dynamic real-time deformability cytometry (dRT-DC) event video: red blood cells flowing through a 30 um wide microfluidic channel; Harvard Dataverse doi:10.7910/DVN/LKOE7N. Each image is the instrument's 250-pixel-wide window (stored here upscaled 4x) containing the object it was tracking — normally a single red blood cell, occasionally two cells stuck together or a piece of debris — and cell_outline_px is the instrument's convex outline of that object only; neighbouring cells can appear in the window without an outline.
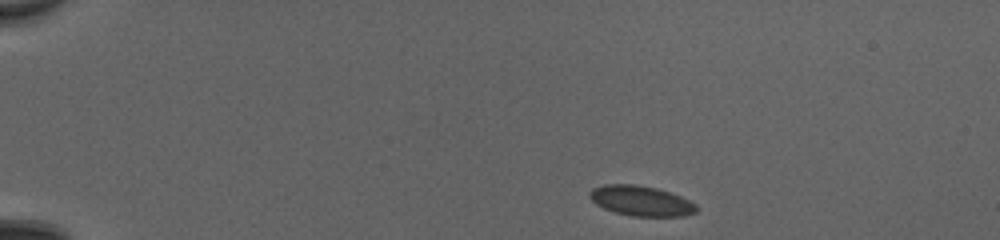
{"species": "common noctule bat (a hibernating species)", "species_latin": "Nyctalus noctula", "temperature_condition": "cold", "stored_images_in_passage": 45, "camera_frame_rate_fps": 3000, "um_per_image_px": 0.085, "animal": {"sex": "female", "body_mass_g": 20.0, "forearm_length_mm": 54.0}, "frame": {"image": 1, "passage_image": 1, "time_ms": 0.0, "image_size_px": [1000, 240], "cell_outline_px": [[696, 212], [680, 216], [632, 216], [616, 212], [604, 208], [596, 204], [592, 200], [592, 192], [596, 188], [608, 184], [632, 184], [652, 188], [668, 192], [680, 196], [696, 204]], "centroid_in_image_um": [54.52, 17.09], "position_along_channel_um": 30.5, "area_um2": 18.03}}
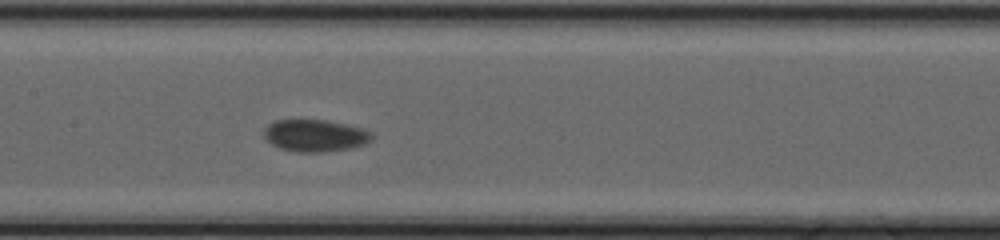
{"frame": {"image": 2, "passage_image": 20, "time_ms": 6.333, "image_size_px": [1000, 240], "cell_outline_px": [[372, 136], [364, 144], [348, 148], [324, 152], [296, 152], [280, 148], [272, 144], [264, 136], [264, 128], [268, 124], [276, 120], [324, 120], [344, 124], [360, 128], [368, 132]], "centroid_in_image_um": [26.7, 11.52], "position_along_channel_um": 180.7, "area_um2": 19.71}}
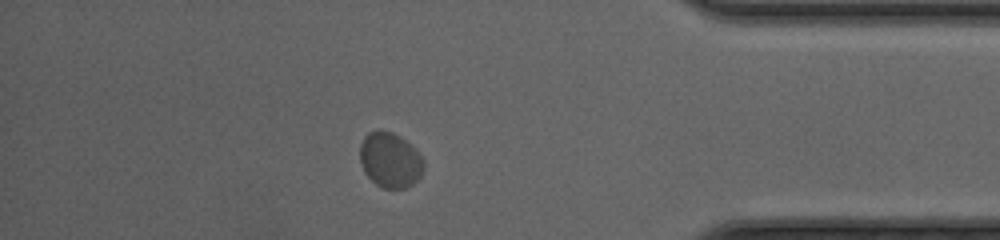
{"frame": {"image": 3, "passage_image": 39, "time_ms": 12.667, "image_size_px": [1000, 240], "cell_outline_px": [[424, 168], [420, 176], [412, 184], [404, 188], [384, 188], [376, 184], [364, 172], [360, 160], [360, 144], [364, 136], [368, 132], [380, 128], [392, 132], [404, 140], [420, 156], [424, 164]], "centroid_in_image_um": [33.12, 13.58], "position_along_channel_um": 402.1, "area_um2": 20.29}, "authors_computed_cell_mechanics": {"area_um2": 18.8428, "velocity_mm_per_s": 3.8868, "shape_relaxation_time_tau1_ms": null, "shape_relaxation_time_tau2_ms": 10.5079, "deformation_change_tau1": null, "deformation_change_tau2": 0.0498}}